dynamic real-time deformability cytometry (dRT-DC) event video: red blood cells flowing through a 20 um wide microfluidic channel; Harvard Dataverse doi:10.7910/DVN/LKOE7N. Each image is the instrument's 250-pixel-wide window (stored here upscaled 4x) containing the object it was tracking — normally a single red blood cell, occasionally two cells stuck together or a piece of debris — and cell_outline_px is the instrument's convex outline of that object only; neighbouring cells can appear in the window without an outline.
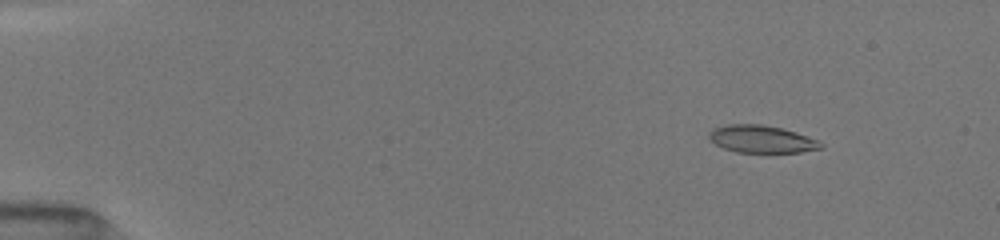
{"species": "common noctule bat (a hibernating species)", "species_latin": "Nyctalus noctula", "temperature_condition": "room temperature", "stored_images_in_passage": 57, "camera_frame_rate_fps": 3000, "um_per_image_px": 0.085, "animal": {"sex": "female", "body_mass_g": 19.5, "forearm_length_mm": 54.1}, "frame": {"image": 1, "passage_image": 6, "time_ms": 2.0, "image_size_px": [1000, 240], "cell_outline_px": [[824, 148], [800, 152], [736, 152], [724, 148], [708, 140], [708, 136], [716, 128], [728, 124], [760, 124], [780, 128], [796, 132], [820, 140], [824, 144]], "centroid_in_image_um": [64.79, 11.83], "position_along_channel_um": 20.2, "area_um2": 17.8}}
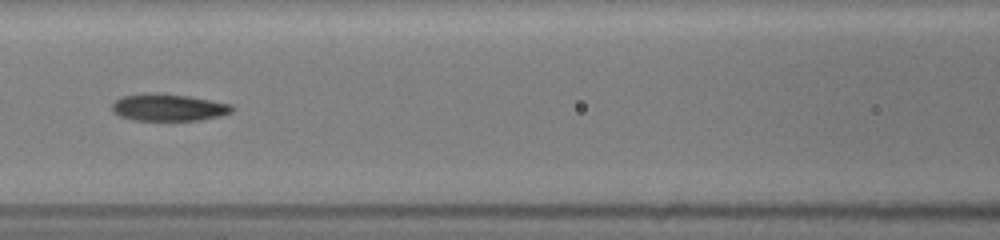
{"frame": {"image": 2, "passage_image": 27, "time_ms": 8.0, "image_size_px": [1000, 240], "cell_outline_px": [[232, 112], [220, 116], [200, 120], [132, 120], [120, 116], [112, 112], [112, 104], [120, 96], [188, 96], [232, 104]], "centroid_in_image_um": [14.35, 9.19], "position_along_channel_um": 152.2, "area_um2": 17.98}}
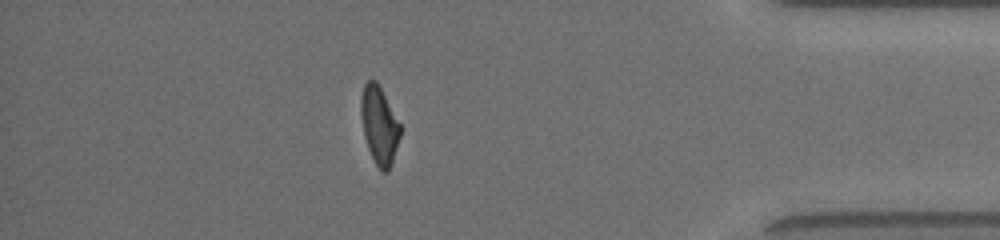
{"frame": {"image": 3, "passage_image": 50, "time_ms": 15.0, "image_size_px": [1000, 240], "cell_outline_px": [[404, 128], [392, 164], [388, 172], [384, 172], [376, 164], [368, 148], [364, 136], [360, 116], [360, 96], [364, 84], [368, 80], [376, 80]], "centroid_in_image_um": [32.27, 10.64], "position_along_channel_um": 402.9, "area_um2": 18.32}, "authors_computed_cell_mechanics": {"area_um2": 18.5538, "velocity_mm_per_s": 4.0622, "shape_relaxation_time_tau1_ms": null, "shape_relaxation_time_tau2_ms": 3.1751, "deformation_change_tau1": null, "deformation_change_tau2": 0.1139}}